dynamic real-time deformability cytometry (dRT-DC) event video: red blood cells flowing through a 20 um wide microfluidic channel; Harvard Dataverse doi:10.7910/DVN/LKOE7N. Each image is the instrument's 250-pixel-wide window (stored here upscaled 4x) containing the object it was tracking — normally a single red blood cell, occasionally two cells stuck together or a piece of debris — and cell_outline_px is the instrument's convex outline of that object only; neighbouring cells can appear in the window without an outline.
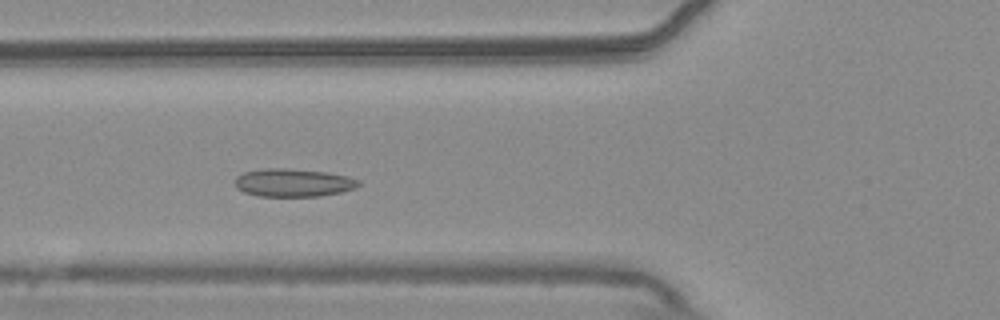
{"species": "common noctule bat (a hibernating species)", "species_latin": "Nyctalus noctula", "temperature_condition": "warm", "stored_images_in_passage": 52, "camera_frame_rate_fps": 3000, "um_per_image_px": 0.085, "animal": {"sex": "male", "body_mass_g": 20.4}, "frame": {"image": 1, "passage_image": 18, "time_ms": 5.667, "image_size_px": [1000, 320], "cell_outline_px": [[360, 184], [356, 188], [340, 192], [320, 196], [260, 196], [244, 192], [236, 188], [236, 176], [244, 172], [264, 168], [284, 168], [328, 172], [348, 176], [360, 180]], "centroid_in_image_um": [24.94, 15.52], "position_along_channel_um": 100.9, "area_um2": 20.23}}
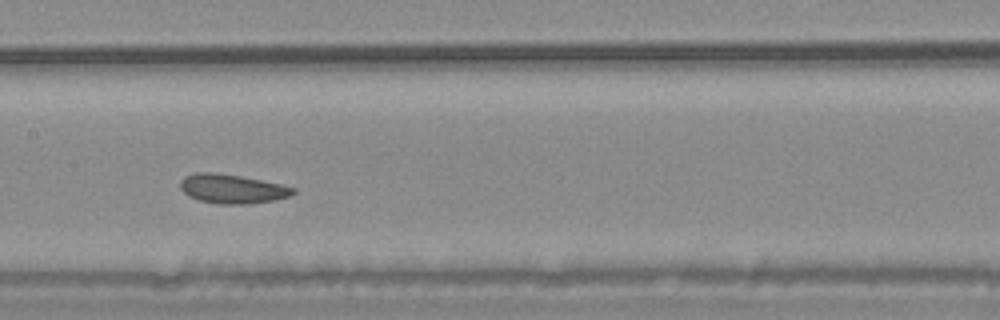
{"frame": {"image": 2, "passage_image": 25, "time_ms": 8.0, "image_size_px": [1000, 320], "cell_outline_px": [[296, 192], [292, 196], [272, 200], [248, 204], [216, 204], [200, 200], [188, 196], [180, 188], [180, 180], [184, 176], [196, 172], [216, 172], [240, 176], [280, 184], [296, 188]], "centroid_in_image_um": [19.72, 16.05], "position_along_channel_um": 187.7, "area_um2": 19.25}}
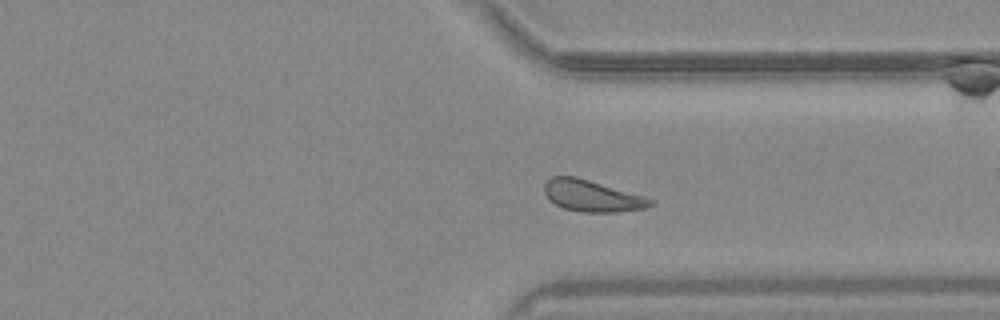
{"frame": {"image": 3, "passage_image": 39, "time_ms": 12.667, "image_size_px": [1000, 320], "cell_outline_px": [[656, 204], [644, 208], [616, 212], [580, 212], [564, 208], [548, 200], [544, 192], [544, 184], [552, 176], [576, 176], [656, 200]], "centroid_in_image_um": [50.31, 16.65], "position_along_channel_um": 361.1, "area_um2": 19.42}, "authors_computed_cell_mechanics": {"area_um2": 20.0566, "velocity_mm_per_s": 3.7091, "shape_relaxation_time_tau1_ms": 8.4173, "shape_relaxation_time_tau2_ms": 4.4971, "deformation_change_tau1": 0.1038, "deformation_change_tau2": 0.1055}}